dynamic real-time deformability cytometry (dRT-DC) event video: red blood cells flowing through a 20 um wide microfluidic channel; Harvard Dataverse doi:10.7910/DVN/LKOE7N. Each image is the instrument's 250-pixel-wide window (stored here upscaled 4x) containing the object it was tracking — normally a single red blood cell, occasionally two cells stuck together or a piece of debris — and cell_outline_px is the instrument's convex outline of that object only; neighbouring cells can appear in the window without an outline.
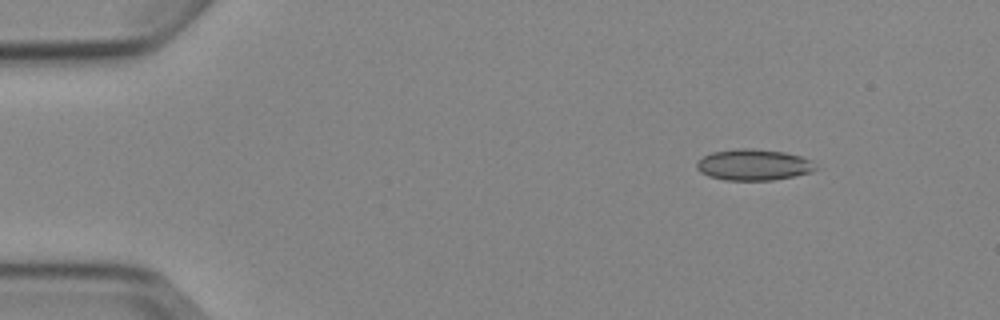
{"species": "Egyptian fruit bat (a non-hibernating species)", "species_latin": "Rousettus aegyptiacus", "temperature_condition": "cold", "stored_images_in_passage": 4, "camera_frame_rate_fps": 3000, "um_per_image_px": 0.085, "animal": {"sex": "female"}, "frame": {"image": 1, "passage_image": 2, "time_ms": 1.333, "image_size_px": [1000, 320], "cell_outline_px": [[820, 168], [812, 172], [796, 176], [772, 180], [724, 180], [708, 176], [700, 172], [696, 168], [696, 160], [712, 152], [740, 148], [752, 148], [784, 152], [800, 156], [812, 160]], "centroid_in_image_um": [64.08, 14.01], "position_along_channel_um": 20.9, "area_um2": 21.91}}